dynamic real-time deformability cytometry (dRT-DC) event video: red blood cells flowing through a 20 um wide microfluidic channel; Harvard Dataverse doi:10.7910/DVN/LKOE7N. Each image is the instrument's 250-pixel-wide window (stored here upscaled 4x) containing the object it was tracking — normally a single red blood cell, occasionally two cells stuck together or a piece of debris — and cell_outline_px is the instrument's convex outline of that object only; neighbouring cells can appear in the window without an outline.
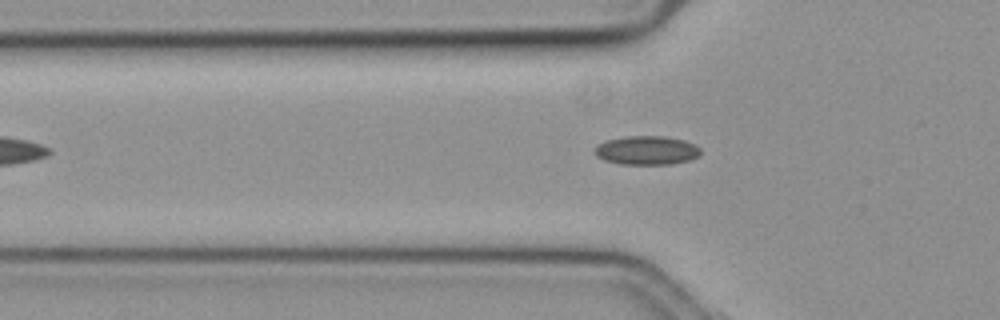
{"species": "common noctule bat (a hibernating species)", "species_latin": "Nyctalus noctula", "temperature_condition": "cold", "stored_images_in_passage": 10, "camera_frame_rate_fps": 3000, "um_per_image_px": 0.085, "animal": {"sex": "female", "body_mass_g": 19.3, "forearm_length_mm": 54.1}, "frame": {"image": 1, "passage_image": 8, "time_ms": 2.333, "image_size_px": [1000, 320], "cell_outline_px": [[700, 152], [696, 156], [688, 160], [672, 164], [620, 164], [604, 160], [596, 156], [596, 148], [600, 144], [608, 140], [624, 136], [664, 136], [684, 140], [700, 148]], "centroid_in_image_um": [54.96, 12.78], "position_along_channel_um": 70.8, "area_um2": 17.51}}